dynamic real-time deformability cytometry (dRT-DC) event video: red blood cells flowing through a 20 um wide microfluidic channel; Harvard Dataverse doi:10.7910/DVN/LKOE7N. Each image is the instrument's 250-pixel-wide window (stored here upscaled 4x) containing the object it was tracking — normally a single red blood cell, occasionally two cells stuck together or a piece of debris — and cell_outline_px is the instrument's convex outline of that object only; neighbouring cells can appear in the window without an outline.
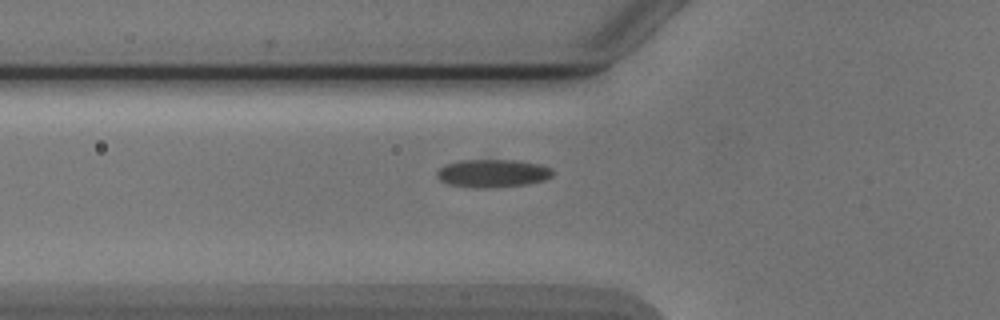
{"species": "Egyptian fruit bat (a non-hibernating species)", "species_latin": "Rousettus aegyptiacus", "temperature_condition": "cold", "stored_images_in_passage": 3, "camera_frame_rate_fps": 3000, "um_per_image_px": 0.085, "animal": {"sex": "male"}, "frame": {"image": 1, "passage_image": 3, "time_ms": 2.333, "image_size_px": [1000, 320], "cell_outline_px": [[552, 176], [544, 180], [528, 184], [492, 188], [468, 188], [448, 184], [440, 180], [436, 176], [436, 172], [444, 164], [460, 160], [516, 160], [540, 164], [552, 168]], "centroid_in_image_um": [41.85, 14.74], "position_along_channel_um": 84.0, "area_um2": 19.19}}